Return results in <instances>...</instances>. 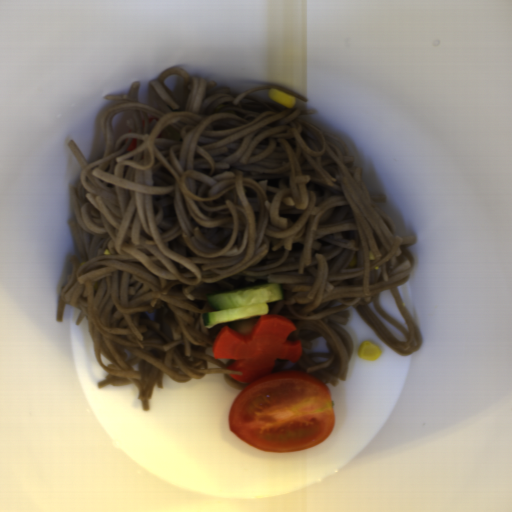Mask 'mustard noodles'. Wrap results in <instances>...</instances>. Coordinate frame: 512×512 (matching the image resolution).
Returning a JSON list of instances; mask_svg holds the SVG:
<instances>
[{
	"instance_id": "mustard-noodles-1",
	"label": "mustard noodles",
	"mask_w": 512,
	"mask_h": 512,
	"mask_svg": "<svg viewBox=\"0 0 512 512\" xmlns=\"http://www.w3.org/2000/svg\"><path fill=\"white\" fill-rule=\"evenodd\" d=\"M179 75L175 91L164 80ZM217 81L174 66L149 80L148 105L140 81L128 93L103 99L102 159L90 163L71 139L81 164L68 191L76 220L68 223L82 262L60 288L55 322L66 305L80 310L94 355L108 375L97 383L138 389L150 412L163 376L177 383L222 374L236 390L251 384L230 374L235 363L206 353L217 337L203 314L215 311L207 294L280 284L283 299L267 314L291 320L286 340L327 338L329 353L302 349L296 363L274 361V372L313 375L336 386L347 381L353 338L343 327L353 307L389 348L407 357L423 335L398 286L411 263L398 230L369 193L347 143L300 118L314 109L231 93ZM343 325V326H342Z\"/></svg>"
}]
</instances>
